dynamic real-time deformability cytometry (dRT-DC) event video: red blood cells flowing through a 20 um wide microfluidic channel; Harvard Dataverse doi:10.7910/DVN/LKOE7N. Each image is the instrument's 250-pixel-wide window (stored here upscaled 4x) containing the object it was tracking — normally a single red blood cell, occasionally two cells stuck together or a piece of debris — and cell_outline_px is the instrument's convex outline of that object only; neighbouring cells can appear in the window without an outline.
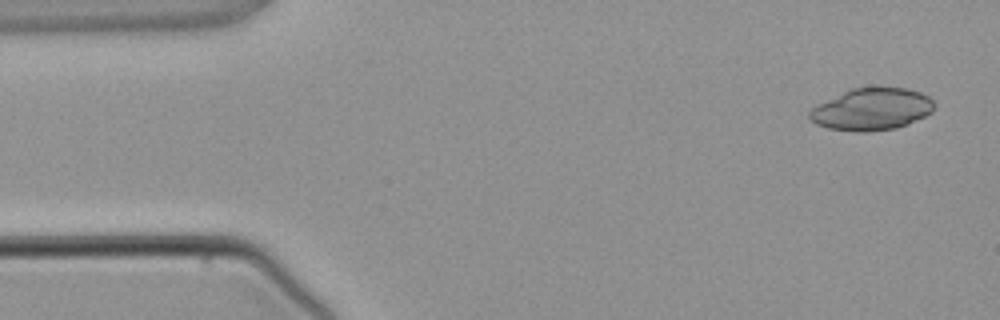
{"species": "common noctule bat (a hibernating species)", "species_latin": "Nyctalus noctula", "temperature_condition": "warm", "stored_images_in_passage": 5, "segment_of_instrument_passage": [2, 2], "camera_frame_rate_fps": 3000, "um_per_image_px": 0.085, "animal": {"sex": "male", "body_mass_g": 21.5, "forearm_length_mm": 52.0}, "frame": {"image": 1, "passage_image": 5, "time_ms": 4.667, "image_size_px": [1000, 320], "cell_outline_px": [[936, 104], [932, 112], [908, 124], [896, 128], [868, 132], [856, 132], [828, 128], [816, 124], [808, 116], [808, 112], [816, 104], [852, 88], [904, 88], [920, 92], [928, 96]], "centroid_in_image_um": [74.09, 9.3], "position_along_channel_um": 10.9, "area_um2": 30.52}}